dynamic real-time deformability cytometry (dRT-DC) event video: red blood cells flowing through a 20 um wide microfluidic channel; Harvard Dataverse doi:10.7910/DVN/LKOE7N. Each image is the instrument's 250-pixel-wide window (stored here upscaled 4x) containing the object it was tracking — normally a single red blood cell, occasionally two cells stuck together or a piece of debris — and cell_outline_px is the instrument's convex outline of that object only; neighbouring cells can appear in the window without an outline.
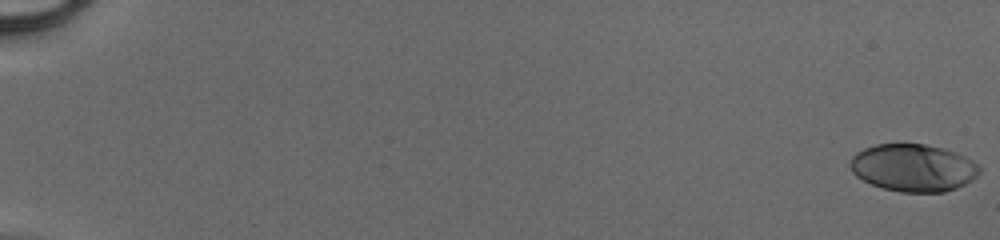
{"species": "human", "species_latin": "Homo sapiens", "temperature_condition": "cold", "stored_images_in_passage": 50, "camera_frame_rate_fps": 3000, "um_per_image_px": 0.085, "donor": {"sex": "male"}, "frame": {"image": 1, "passage_image": 1, "time_ms": 0.0, "image_size_px": [1000, 240], "cell_outline_px": [[980, 172], [972, 180], [956, 188], [944, 192], [900, 192], [884, 188], [872, 184], [856, 176], [852, 172], [848, 164], [852, 156], [856, 152], [864, 148], [876, 144], [924, 144], [956, 152], [980, 164]], "centroid_in_image_um": [77.62, 14.26], "position_along_channel_um": 7.4, "area_um2": 35.78}}
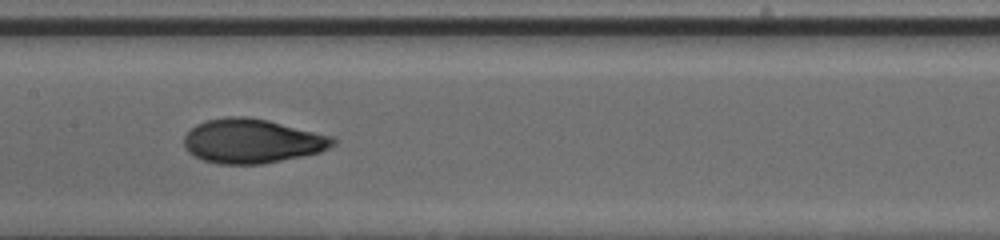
{"frame": {"image": 2, "passage_image": 28, "time_ms": 9.0, "image_size_px": [1000, 240], "cell_outline_px": [[336, 144], [320, 152], [260, 164], [216, 164], [192, 156], [184, 148], [184, 136], [196, 124], [204, 120], [224, 116], [248, 116], [268, 120], [336, 136]], "centroid_in_image_um": [21.42, 11.97], "position_along_channel_um": 186.0, "area_um2": 38.84}}
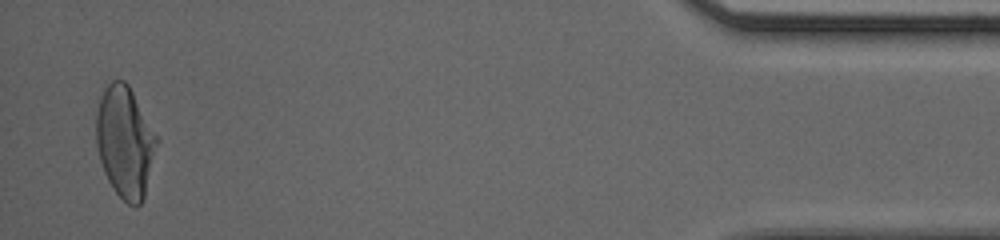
{"frame": {"image": 3, "passage_image": 49, "time_ms": 16.0, "image_size_px": [1000, 240], "cell_outline_px": [[160, 140], [144, 196], [140, 204], [136, 208], [128, 204], [112, 188], [104, 172], [100, 160], [96, 144], [96, 112], [104, 80], [124, 80], [128, 84]], "centroid_in_image_um": [10.62, 12.02], "position_along_channel_um": 424.6, "area_um2": 39.94}}